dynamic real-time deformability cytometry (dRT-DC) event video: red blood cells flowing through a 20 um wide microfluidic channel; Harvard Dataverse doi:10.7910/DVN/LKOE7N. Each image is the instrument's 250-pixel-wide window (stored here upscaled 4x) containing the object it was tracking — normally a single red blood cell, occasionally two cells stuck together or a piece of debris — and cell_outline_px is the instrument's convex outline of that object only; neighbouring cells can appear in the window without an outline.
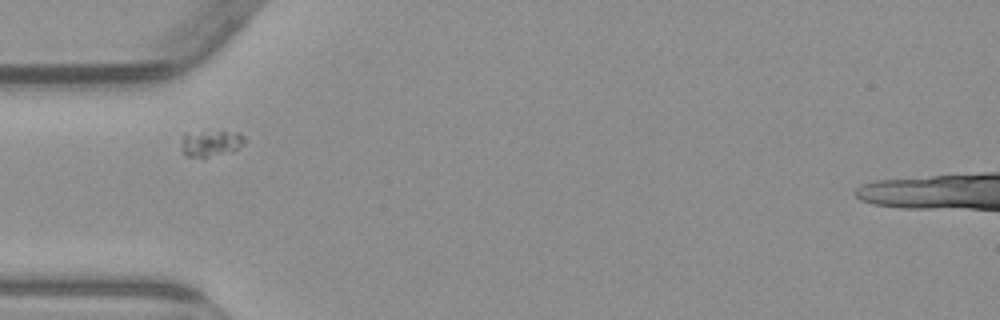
{"species": "common noctule bat (a hibernating species)", "species_latin": "Nyctalus noctula", "temperature_condition": "warm", "stored_images_in_passage": 4, "camera_frame_rate_fps": 3000, "um_per_image_px": 0.085, "animal": {"sex": "male", "body_mass_g": 23.1, "forearm_length_mm": 52.7}, "frame": {"image": 1, "passage_image": 3, "time_ms": 2.333, "image_size_px": [1000, 320], "cell_outline_px": [[244, 140], [232, 152], [208, 156], [184, 156], [180, 148], [184, 132], [204, 128], [240, 132], [244, 136]], "centroid_in_image_um": [17.85, 12.08], "position_along_channel_um": 67.2, "area_um2": 10.29}}
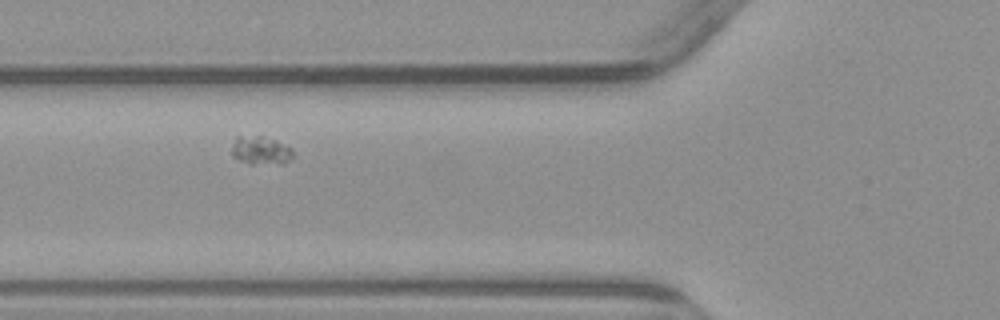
{"frame": {"image": 2, "passage_image": 4, "time_ms": 3.333, "image_size_px": [1000, 320], "cell_outline_px": [[296, 156], [284, 164], [248, 164], [232, 156], [232, 148], [236, 136], [260, 136], [276, 140], [292, 148]], "centroid_in_image_um": [22.22, 12.81], "position_along_channel_um": 103.6, "area_um2": 10.35}}